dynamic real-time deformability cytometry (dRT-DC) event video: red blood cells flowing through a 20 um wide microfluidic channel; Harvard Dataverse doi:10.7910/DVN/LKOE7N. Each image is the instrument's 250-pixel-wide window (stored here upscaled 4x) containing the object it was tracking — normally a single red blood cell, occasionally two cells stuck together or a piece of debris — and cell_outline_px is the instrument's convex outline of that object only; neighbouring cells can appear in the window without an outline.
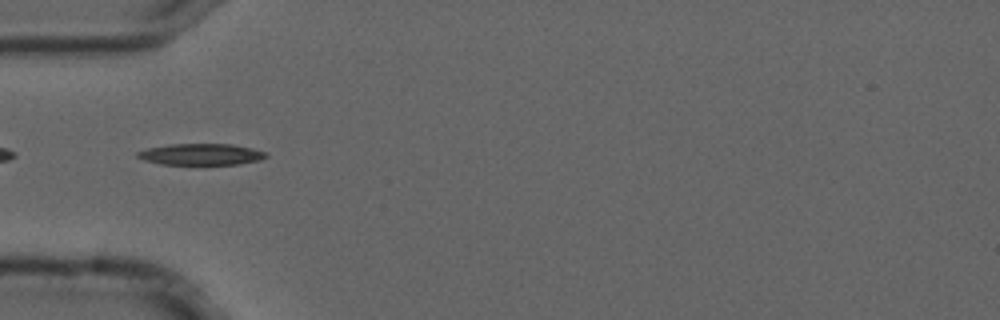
{"species": "common noctule bat (a hibernating species)", "species_latin": "Nyctalus noctula", "temperature_condition": "cold", "stored_images_in_passage": 7, "segment_of_instrument_passage": [2, 2], "camera_frame_rate_fps": 3000, "um_per_image_px": 0.085, "animal": {"sex": "male", "forearm_length_mm": 52.5}, "frame": {"image": 1, "passage_image": 5, "time_ms": 1.333, "image_size_px": [1000, 320], "cell_outline_px": [[268, 156], [260, 160], [240, 164], [160, 164], [144, 160], [136, 156], [136, 152], [148, 148], [172, 144], [232, 144], [252, 148], [268, 152]], "centroid_in_image_um": [17.12, 13.11], "position_along_channel_um": 67.9, "area_um2": 16.01}}
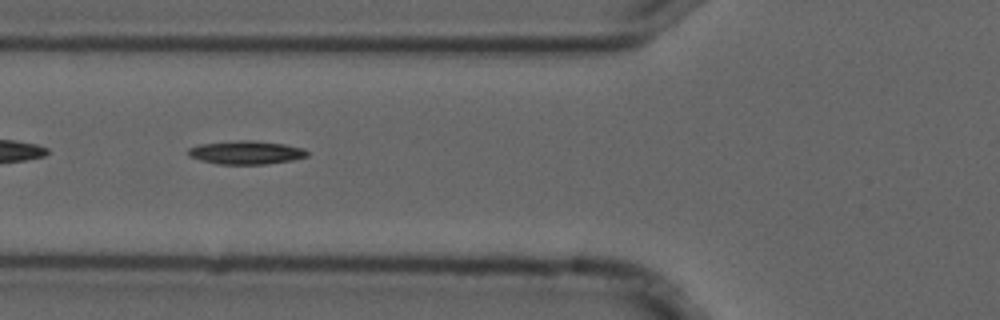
{"frame": {"image": 2, "passage_image": 6, "time_ms": 1.667, "image_size_px": [1000, 320], "cell_outline_px": [[308, 156], [292, 160], [268, 164], [216, 164], [200, 160], [188, 156], [188, 148], [200, 144], [236, 140], [256, 140], [284, 144], [304, 148], [308, 152]], "centroid_in_image_um": [20.91, 12.96], "position_along_channel_um": 104.9, "area_um2": 16.42}}
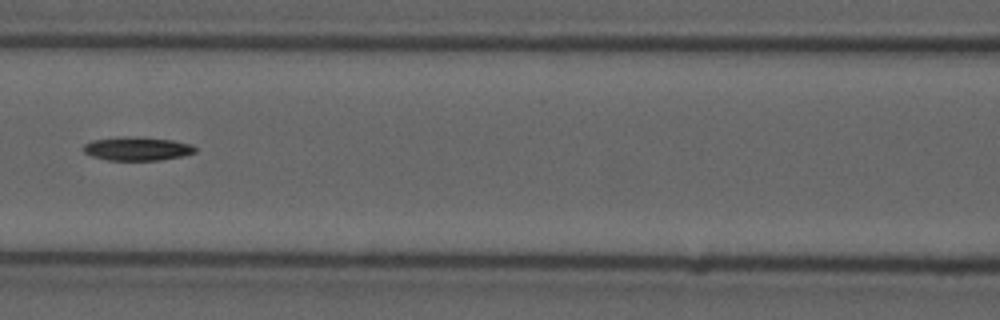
{"frame": {"image": 3, "passage_image": 7, "time_ms": 2.0, "image_size_px": [1000, 320], "cell_outline_px": [[196, 152], [184, 156], [160, 160], [108, 160], [92, 156], [84, 152], [84, 144], [92, 140], [136, 136], [172, 140], [192, 144], [196, 148]], "centroid_in_image_um": [11.71, 12.64], "position_along_channel_um": 154.9, "area_um2": 15.32}}